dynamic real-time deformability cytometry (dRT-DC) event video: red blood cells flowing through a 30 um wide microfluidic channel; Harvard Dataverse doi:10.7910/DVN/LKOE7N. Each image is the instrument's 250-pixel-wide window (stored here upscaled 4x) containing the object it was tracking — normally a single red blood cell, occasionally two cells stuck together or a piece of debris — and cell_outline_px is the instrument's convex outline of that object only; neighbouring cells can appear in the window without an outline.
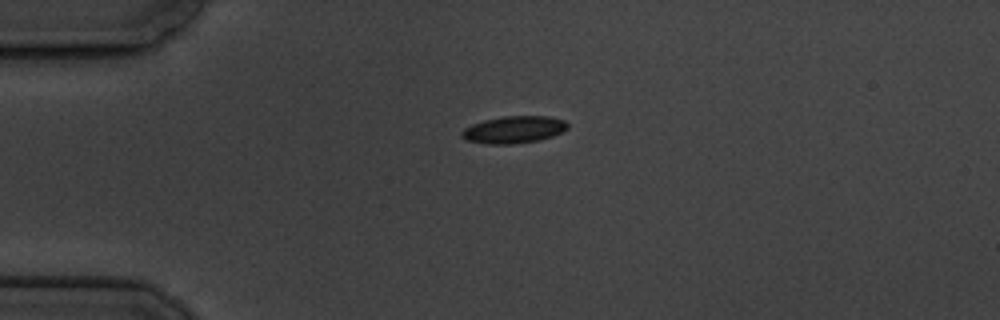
{"species": "common noctule bat (a hibernating species)", "species_latin": "Nyctalus noctula", "temperature_condition": "cold", "stored_images_in_passage": 3, "camera_frame_rate_fps": 3000, "um_per_image_px": 0.085, "animal": {"sex": "male", "body_mass_g": 19.5, "forearm_length_mm": 54.6}, "frame": {"image": 1, "passage_image": 1, "time_ms": 0.0, "image_size_px": [1000, 320], "cell_outline_px": [[568, 128], [552, 136], [540, 140], [512, 144], [484, 144], [464, 140], [460, 136], [460, 132], [464, 128], [472, 124], [484, 120], [504, 116], [548, 116], [564, 120], [568, 124]], "centroid_in_image_um": [43.62, 11.02], "position_along_channel_um": 41.4, "area_um2": 16.88}}